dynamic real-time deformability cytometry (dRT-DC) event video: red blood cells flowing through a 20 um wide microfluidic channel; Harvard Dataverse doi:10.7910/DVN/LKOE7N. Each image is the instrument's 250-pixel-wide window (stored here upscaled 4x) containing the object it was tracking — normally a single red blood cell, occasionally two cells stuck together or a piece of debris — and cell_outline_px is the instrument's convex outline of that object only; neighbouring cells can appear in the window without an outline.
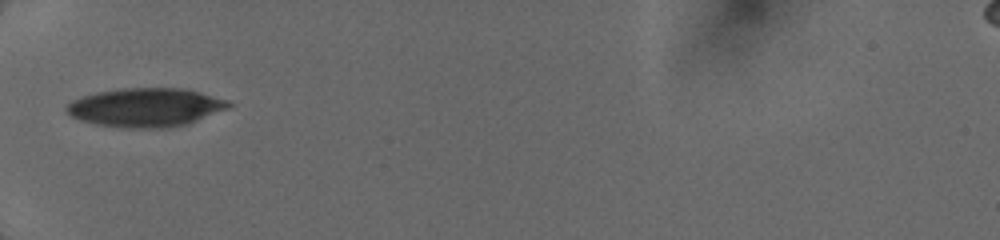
{"species": "human", "species_latin": "Homo sapiens", "temperature_condition": "cold", "stored_images_in_passage": 32, "camera_frame_rate_fps": 3000, "um_per_image_px": 0.085, "donor": {"sex": "female"}, "frame": {"image": 1, "passage_image": 1, "time_ms": 0.0, "image_size_px": [1000, 240], "cell_outline_px": [[232, 104], [228, 108], [188, 124], [168, 128], [128, 128], [96, 124], [80, 120], [72, 116], [64, 108], [72, 100], [96, 92], [124, 88], [184, 88], [200, 92], [228, 100]], "centroid_in_image_um": [12.4, 9.13], "position_along_channel_um": 72.6, "area_um2": 36.53}}
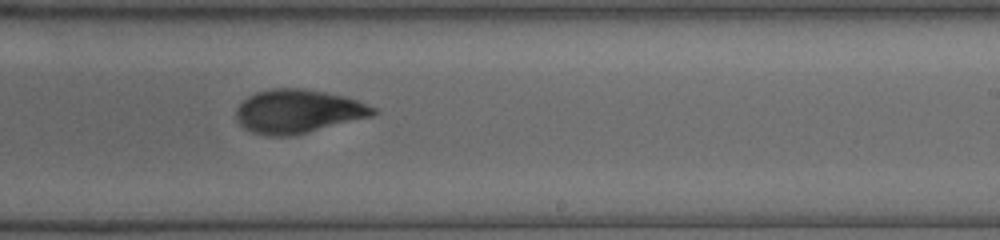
{"frame": {"image": 2, "passage_image": 20, "time_ms": 4.667, "image_size_px": [1000, 240], "cell_outline_px": [[380, 112], [372, 116], [292, 136], [264, 136], [252, 132], [244, 128], [240, 124], [236, 116], [236, 108], [248, 96], [256, 92], [272, 88], [304, 88], [344, 96], [368, 104], [376, 108]], "centroid_in_image_um": [25.33, 9.47], "position_along_channel_um": 263.7, "area_um2": 34.91}}
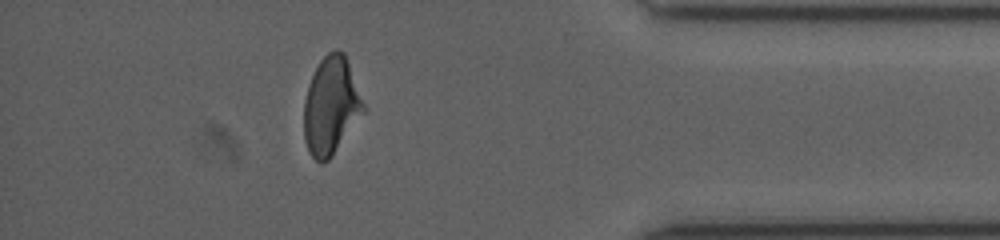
{"frame": {"image": 3, "passage_image": 29, "time_ms": 8.667, "image_size_px": [1000, 240], "cell_outline_px": [[364, 112], [332, 156], [328, 160], [320, 164], [308, 152], [304, 140], [304, 100], [308, 84], [320, 60], [328, 52], [336, 48], [344, 52], [364, 104]], "centroid_in_image_um": [28.11, 9.01], "position_along_channel_um": 407.1, "area_um2": 33.64}}